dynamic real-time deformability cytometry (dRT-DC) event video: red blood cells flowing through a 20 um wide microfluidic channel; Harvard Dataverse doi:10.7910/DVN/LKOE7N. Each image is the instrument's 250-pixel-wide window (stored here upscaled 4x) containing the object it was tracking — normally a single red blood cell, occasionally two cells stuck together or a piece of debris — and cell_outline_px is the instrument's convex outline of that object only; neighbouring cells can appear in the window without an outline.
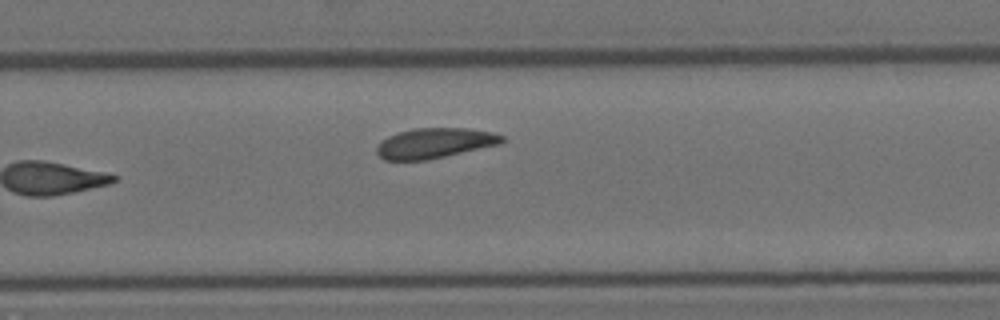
{"species": "Egyptian fruit bat (a non-hibernating species)", "species_latin": "Rousettus aegyptiacus", "temperature_condition": "room temperature", "stored_images_in_passage": 20, "camera_frame_rate_fps": 3000, "um_per_image_px": 0.085, "animal": {"sex": "female"}, "frame": {"image": 1, "passage_image": 20, "time_ms": 6.333, "image_size_px": [1000, 320], "cell_outline_px": [[504, 140], [500, 144], [428, 160], [384, 160], [376, 152], [376, 148], [388, 136], [412, 128], [468, 128], [492, 132], [504, 136]], "centroid_in_image_um": [36.97, 12.16], "position_along_channel_um": 292.8, "area_um2": 21.91}}